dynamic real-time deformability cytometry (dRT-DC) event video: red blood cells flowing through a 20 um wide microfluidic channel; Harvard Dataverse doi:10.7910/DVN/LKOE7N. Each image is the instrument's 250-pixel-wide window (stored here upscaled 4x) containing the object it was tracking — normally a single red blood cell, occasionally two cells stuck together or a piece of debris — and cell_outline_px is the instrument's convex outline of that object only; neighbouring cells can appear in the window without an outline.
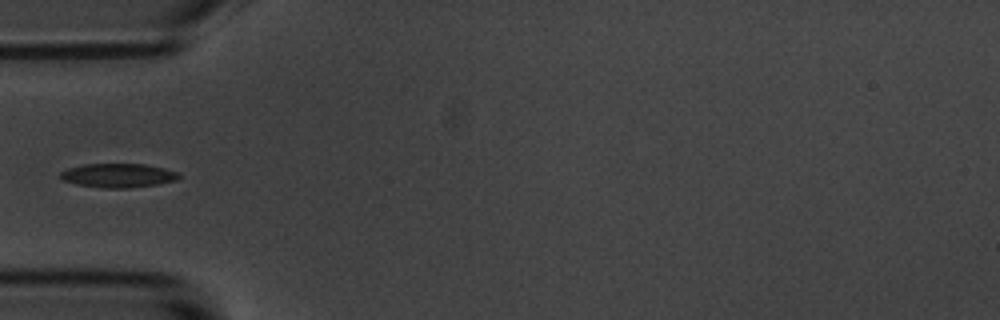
{"species": "common noctule bat (a hibernating species)", "species_latin": "Nyctalus noctula", "temperature_condition": "room temperature", "stored_images_in_passage": 7, "camera_frame_rate_fps": 3000, "um_per_image_px": 0.085, "animal": {"sex": "male", "body_mass_g": 20.1, "forearm_length_mm": 53.5}, "frame": {"image": 1, "passage_image": 6, "time_ms": 6.0, "image_size_px": [1000, 320], "cell_outline_px": [[180, 176], [176, 180], [156, 184], [128, 188], [104, 188], [76, 184], [64, 180], [60, 176], [60, 172], [68, 168], [84, 164], [144, 164], [164, 168], [176, 172]], "centroid_in_image_um": [10.02, 14.91], "position_along_channel_um": 75.0, "area_um2": 16.36}}